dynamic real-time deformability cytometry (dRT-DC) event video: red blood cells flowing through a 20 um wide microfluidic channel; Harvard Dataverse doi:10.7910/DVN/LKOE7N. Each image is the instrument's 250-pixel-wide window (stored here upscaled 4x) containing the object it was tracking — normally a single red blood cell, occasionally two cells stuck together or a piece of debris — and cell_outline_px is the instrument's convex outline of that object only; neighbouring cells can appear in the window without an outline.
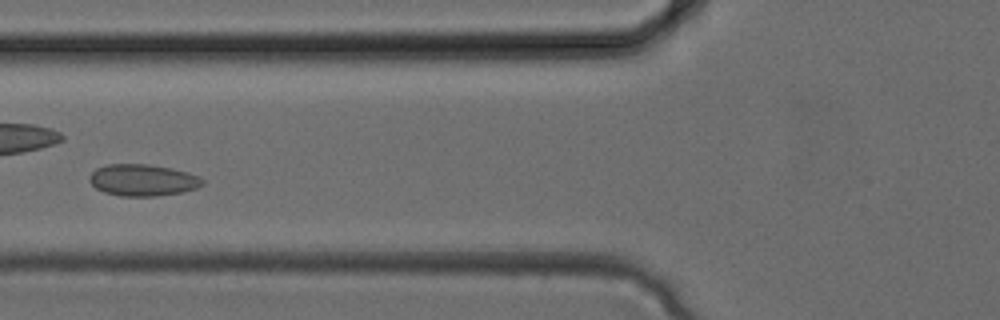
{"species": "common noctule bat (a hibernating species)", "species_latin": "Nyctalus noctula", "temperature_condition": "cold", "stored_images_in_passage": 30, "camera_frame_rate_fps": 3000, "um_per_image_px": 0.085, "animal": {"sex": "female", "body_mass_g": 24.6, "forearm_length_mm": 56.2}, "frame": {"image": 1, "passage_image": 9, "time_ms": 2.667, "image_size_px": [1000, 320], "cell_outline_px": [[204, 184], [196, 188], [184, 192], [156, 196], [120, 196], [104, 192], [96, 188], [88, 180], [88, 176], [96, 168], [108, 164], [148, 164], [172, 168], [188, 172], [200, 176], [204, 180]], "centroid_in_image_um": [12.15, 15.31], "position_along_channel_um": 113.7, "area_um2": 21.1}}
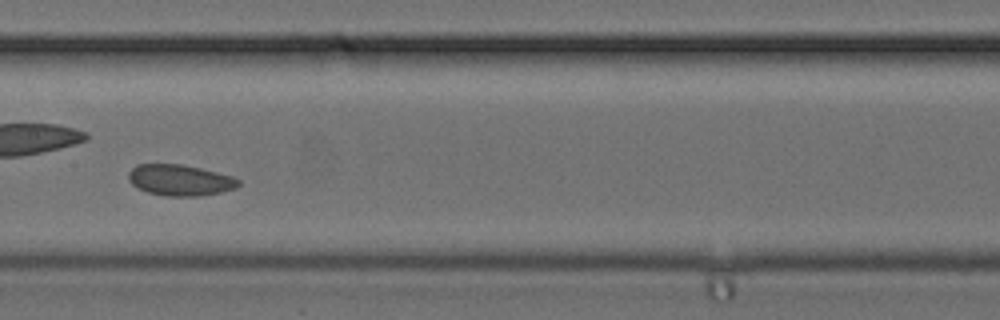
{"frame": {"image": 2, "passage_image": 13, "time_ms": 4.0, "image_size_px": [1000, 320], "cell_outline_px": [[240, 184], [236, 188], [220, 192], [200, 196], [164, 196], [148, 192], [132, 184], [128, 180], [128, 172], [136, 164], [180, 164], [200, 168], [232, 176], [240, 180]], "centroid_in_image_um": [15.29, 15.31], "position_along_channel_um": 192.1, "area_um2": 19.88}}